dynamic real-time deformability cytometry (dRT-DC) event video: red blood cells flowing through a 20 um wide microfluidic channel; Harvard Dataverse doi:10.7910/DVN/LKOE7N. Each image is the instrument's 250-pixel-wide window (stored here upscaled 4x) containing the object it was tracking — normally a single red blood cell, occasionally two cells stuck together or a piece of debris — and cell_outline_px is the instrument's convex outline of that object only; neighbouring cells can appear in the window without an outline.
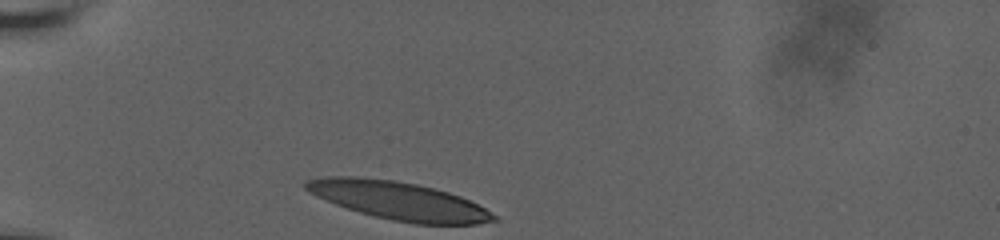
{"species": "human", "species_latin": "Homo sapiens", "temperature_condition": "room temperature", "stored_images_in_passage": 5, "camera_frame_rate_fps": 3000, "um_per_image_px": 0.085, "donor": {"sex": "male"}, "frame": {"image": 1, "passage_image": 1, "time_ms": 0.0, "image_size_px": [1000, 240], "cell_outline_px": [[500, 220], [476, 224], [416, 224], [392, 220], [360, 212], [336, 204], [316, 196], [308, 192], [304, 188], [304, 184], [308, 180], [324, 176], [356, 176], [392, 180], [416, 184], [436, 188], [460, 196], [484, 208], [496, 216]], "centroid_in_image_um": [33.88, 17.05], "position_along_channel_um": 51.1, "area_um2": 41.44}}
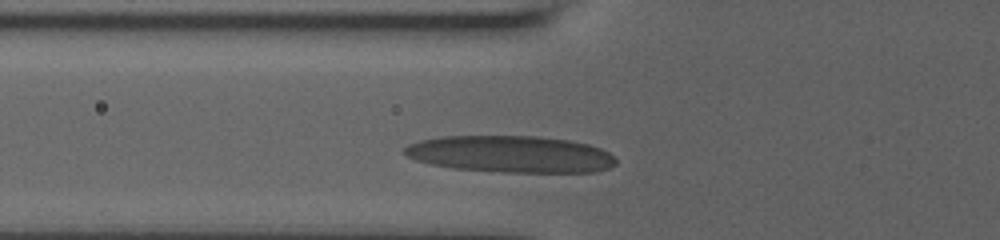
{"frame": {"image": 2, "passage_image": 4, "time_ms": 1.667, "image_size_px": [1000, 240], "cell_outline_px": [[616, 164], [608, 168], [596, 172], [500, 172], [452, 168], [432, 164], [416, 160], [400, 152], [408, 144], [420, 140], [440, 136], [540, 136], [568, 140], [588, 144], [600, 148], [608, 152], [616, 160]], "centroid_in_image_um": [43.38, 13.1], "position_along_channel_um": 82.4, "area_um2": 45.49}}